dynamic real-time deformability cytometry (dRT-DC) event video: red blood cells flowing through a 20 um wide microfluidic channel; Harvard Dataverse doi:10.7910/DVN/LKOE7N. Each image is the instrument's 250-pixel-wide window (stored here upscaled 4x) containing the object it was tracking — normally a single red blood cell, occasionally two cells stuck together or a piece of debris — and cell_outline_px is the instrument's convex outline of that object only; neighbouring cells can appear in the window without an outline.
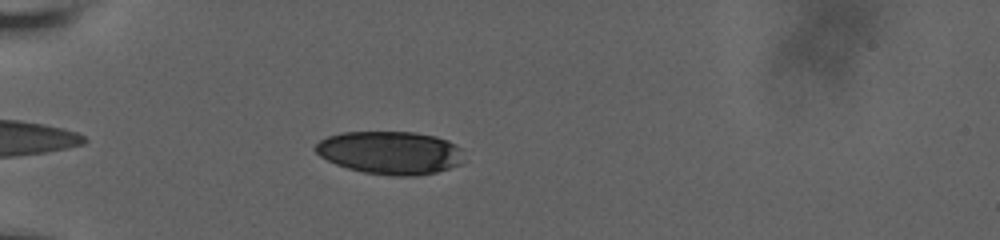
{"species": "human", "species_latin": "Homo sapiens", "temperature_condition": "room temperature", "stored_images_in_passage": 45, "camera_frame_rate_fps": 3000, "um_per_image_px": 0.085, "donor": {"sex": "male"}, "frame": {"image": 1, "passage_image": 5, "time_ms": 1.333, "image_size_px": [1000, 240], "cell_outline_px": [[460, 164], [436, 172], [416, 176], [392, 176], [364, 172], [348, 168], [336, 164], [320, 156], [312, 148], [320, 140], [328, 136], [340, 132], [416, 132], [436, 136], [448, 140], [460, 148]], "centroid_in_image_um": [33.12, 12.97], "position_along_channel_um": 51.9, "area_um2": 37.11}}
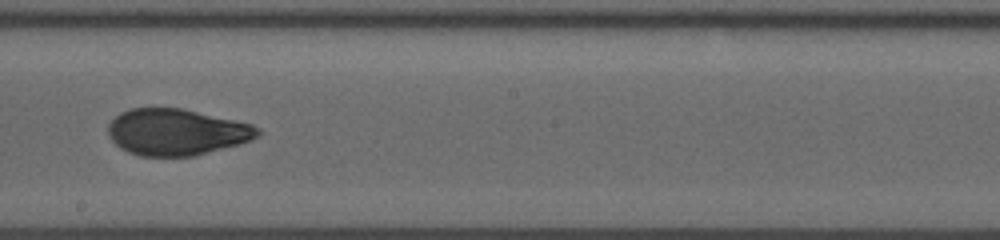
{"frame": {"image": 2, "passage_image": 22, "time_ms": 7.0, "image_size_px": [1000, 240], "cell_outline_px": [[260, 132], [256, 136], [248, 140], [236, 144], [192, 156], [140, 156], [128, 152], [120, 148], [112, 140], [108, 132], [108, 124], [120, 112], [128, 108], [180, 108], [252, 124], [260, 128]], "centroid_in_image_um": [14.94, 11.22], "position_along_channel_um": 233.3, "area_um2": 39.94}}
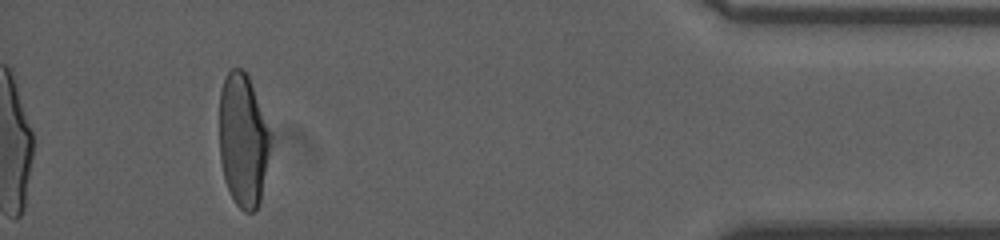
{"frame": {"image": 3, "passage_image": 41, "time_ms": 13.333, "image_size_px": [1000, 240], "cell_outline_px": [[272, 136], [260, 200], [256, 208], [252, 212], [244, 212], [236, 204], [224, 180], [220, 160], [220, 88], [224, 76], [232, 68], [240, 68], [248, 76], [272, 132]], "centroid_in_image_um": [20.66, 11.89], "position_along_channel_um": 414.5, "area_um2": 39.71}, "authors_computed_cell_mechanics": {"area_um2": 40.6912, "velocity_mm_per_s": 3.6633, "shape_relaxation_time_tau1_ms": 5.9635, "shape_relaxation_time_tau2_ms": 1.3477, "deformation_change_tau1": 0.1831, "deformation_change_tau2": 0.0656}}